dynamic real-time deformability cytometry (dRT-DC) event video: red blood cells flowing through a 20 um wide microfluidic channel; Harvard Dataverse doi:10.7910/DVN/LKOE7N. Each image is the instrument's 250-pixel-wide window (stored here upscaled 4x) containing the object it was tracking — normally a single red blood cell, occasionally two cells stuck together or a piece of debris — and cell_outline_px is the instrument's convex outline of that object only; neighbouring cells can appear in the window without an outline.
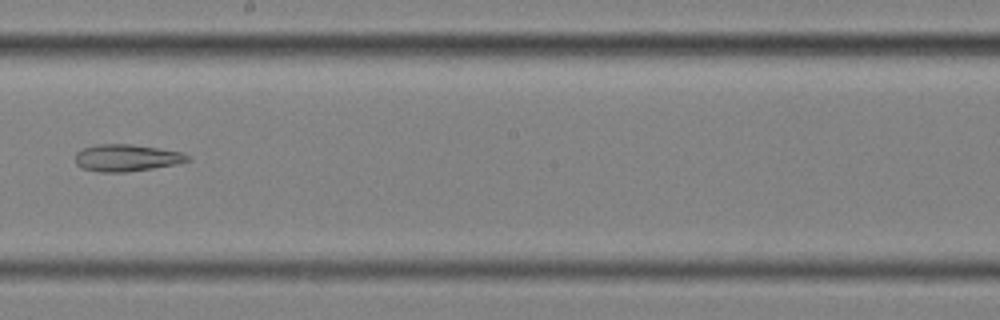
{"species": "common noctule bat (a hibernating species)", "species_latin": "Nyctalus noctula", "temperature_condition": "cold", "stored_images_in_passage": 10, "camera_frame_rate_fps": 3000, "um_per_image_px": 0.085, "animal": {"sex": "female", "body_mass_g": 25.1}, "frame": {"image": 1, "passage_image": 9, "time_ms": 2.667, "image_size_px": [1000, 320], "cell_outline_px": [[192, 160], [176, 164], [128, 172], [100, 172], [80, 168], [76, 164], [76, 152], [84, 148], [100, 144], [132, 144], [180, 152], [188, 156]], "centroid_in_image_um": [10.73, 13.42], "position_along_channel_um": 237.5, "area_um2": 17.51}}
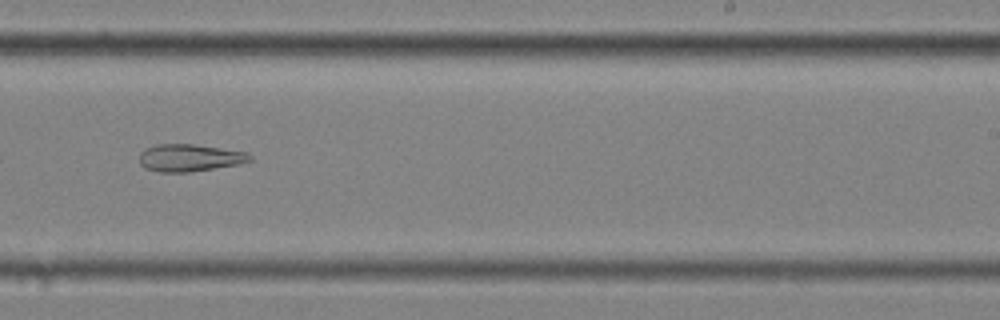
{"frame": {"image": 2, "passage_image": 10, "time_ms": 3.0, "image_size_px": [1000, 320], "cell_outline_px": [[252, 160], [236, 164], [192, 172], [160, 172], [144, 168], [140, 164], [140, 152], [156, 144], [196, 144], [248, 152], [252, 156]], "centroid_in_image_um": [16.12, 13.41], "position_along_channel_um": 272.9, "area_um2": 17.57}}